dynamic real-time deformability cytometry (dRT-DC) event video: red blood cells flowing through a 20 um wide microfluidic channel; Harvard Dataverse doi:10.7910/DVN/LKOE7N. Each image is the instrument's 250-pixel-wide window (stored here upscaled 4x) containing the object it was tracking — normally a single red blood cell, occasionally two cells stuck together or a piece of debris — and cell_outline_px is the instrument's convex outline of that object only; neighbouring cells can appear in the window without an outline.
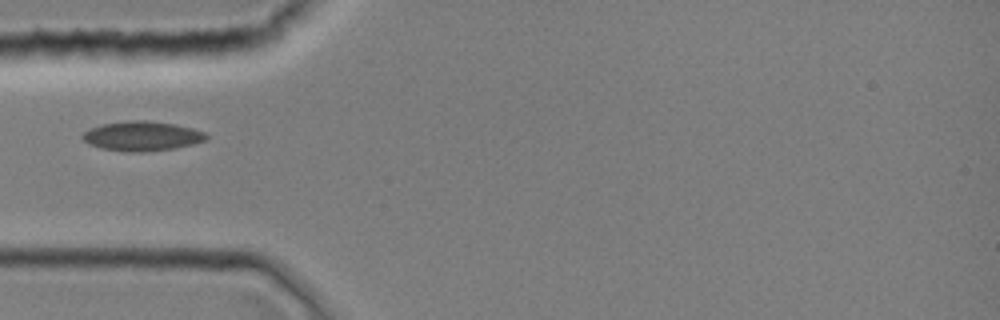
{"species": "common noctule bat (a hibernating species)", "species_latin": "Nyctalus noctula", "temperature_condition": "room temperature", "stored_images_in_passage": 1, "camera_frame_rate_fps": 3000, "um_per_image_px": 0.085, "animal": {"sex": "female", "body_mass_g": 19.0, "forearm_length_mm": 51.5}, "frame": {"image": 1, "passage_image": 1, "time_ms": 0.0, "image_size_px": [1000, 320], "cell_outline_px": [[208, 136], [204, 140], [192, 144], [176, 148], [144, 152], [128, 152], [100, 148], [88, 144], [80, 136], [84, 132], [100, 124], [128, 120], [144, 120], [172, 124], [192, 128], [204, 132]], "centroid_in_image_um": [12.03, 11.57], "position_along_channel_um": 73.0, "area_um2": 21.27}}